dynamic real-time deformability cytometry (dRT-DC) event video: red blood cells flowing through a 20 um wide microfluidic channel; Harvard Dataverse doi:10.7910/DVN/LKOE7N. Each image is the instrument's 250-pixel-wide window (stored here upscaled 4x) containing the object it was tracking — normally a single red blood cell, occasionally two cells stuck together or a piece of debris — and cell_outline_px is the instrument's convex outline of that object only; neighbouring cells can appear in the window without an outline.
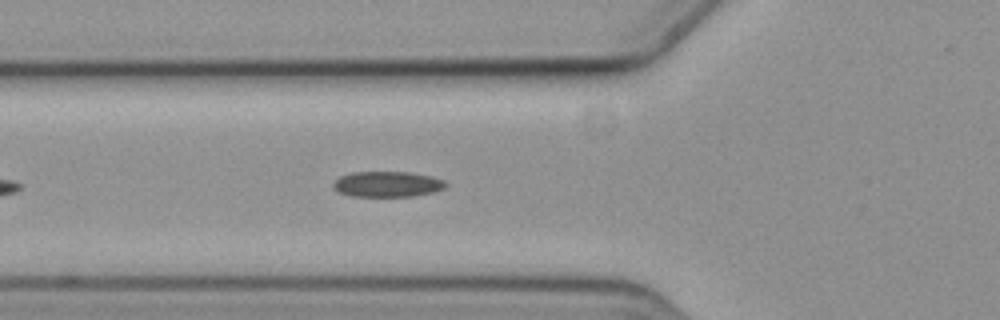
{"species": "common noctule bat (a hibernating species)", "species_latin": "Nyctalus noctula", "temperature_condition": "cold", "stored_images_in_passage": 18, "camera_frame_rate_fps": 3000, "um_per_image_px": 0.085, "animal": {"sex": "female", "body_mass_g": 19.3, "forearm_length_mm": 54.1}, "frame": {"image": 1, "passage_image": 8, "time_ms": 2.333, "image_size_px": [1000, 320], "cell_outline_px": [[448, 184], [444, 188], [436, 192], [412, 196], [348, 196], [336, 192], [332, 188], [332, 184], [340, 176], [352, 172], [408, 172], [432, 176], [444, 180]], "centroid_in_image_um": [32.91, 15.66], "position_along_channel_um": 92.9, "area_um2": 16.99}}
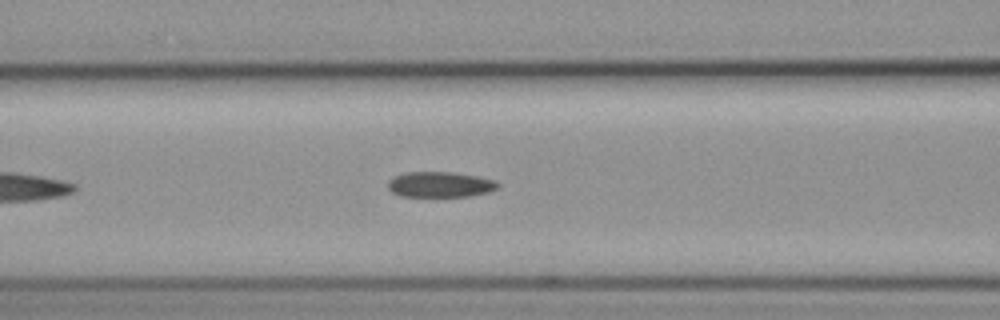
{"frame": {"image": 2, "passage_image": 11, "time_ms": 3.333, "image_size_px": [1000, 320], "cell_outline_px": [[500, 184], [496, 188], [488, 192], [472, 196], [400, 196], [392, 192], [388, 188], [388, 180], [404, 172], [452, 172], [476, 176], [496, 180]], "centroid_in_image_um": [37.41, 15.68], "position_along_channel_um": 129.2, "area_um2": 16.3}}
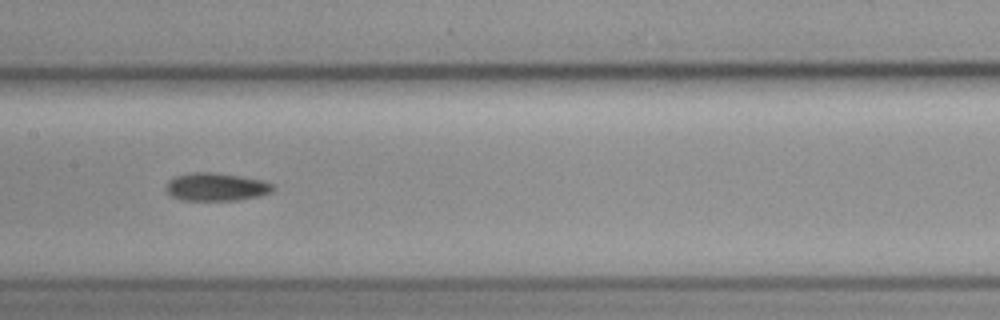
{"frame": {"image": 3, "passage_image": 16, "time_ms": 5.0, "image_size_px": [1000, 320], "cell_outline_px": [[276, 188], [272, 192], [260, 196], [236, 200], [180, 200], [164, 192], [164, 188], [168, 180], [176, 176], [192, 172], [212, 172], [240, 176], [260, 180], [272, 184]], "centroid_in_image_um": [18.33, 15.89], "position_along_channel_um": 189.1, "area_um2": 17.57}}